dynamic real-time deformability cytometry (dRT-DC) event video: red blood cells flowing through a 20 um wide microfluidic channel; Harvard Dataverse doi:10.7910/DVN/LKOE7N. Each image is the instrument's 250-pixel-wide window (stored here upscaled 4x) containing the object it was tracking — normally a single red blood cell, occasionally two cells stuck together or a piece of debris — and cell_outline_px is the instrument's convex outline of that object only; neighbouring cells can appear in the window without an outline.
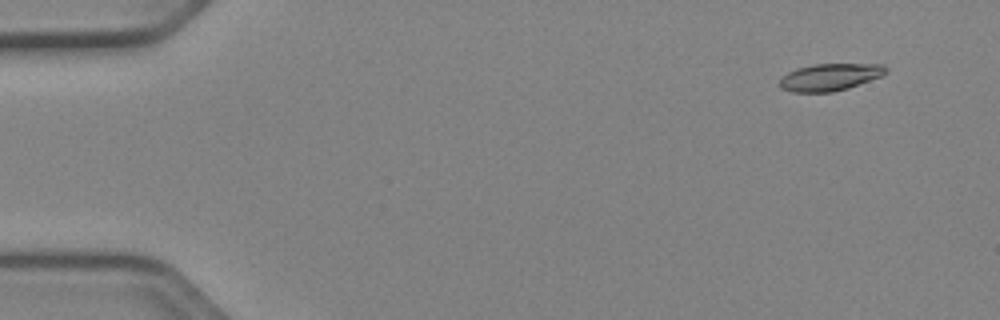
{"species": "Egyptian fruit bat (a non-hibernating species)", "species_latin": "Rousettus aegyptiacus", "temperature_condition": "cold", "stored_images_in_passage": 50, "camera_frame_rate_fps": 3000, "um_per_image_px": 0.085, "animal": {"sex": "female"}, "frame": {"image": 1, "passage_image": 2, "time_ms": 0.333, "image_size_px": [1000, 320], "cell_outline_px": [[888, 72], [880, 76], [848, 88], [832, 92], [792, 92], [780, 88], [776, 84], [788, 72], [796, 68], [812, 64], [884, 64], [888, 68]], "centroid_in_image_um": [70.52, 6.55], "position_along_channel_um": 14.5, "area_um2": 16.88}}
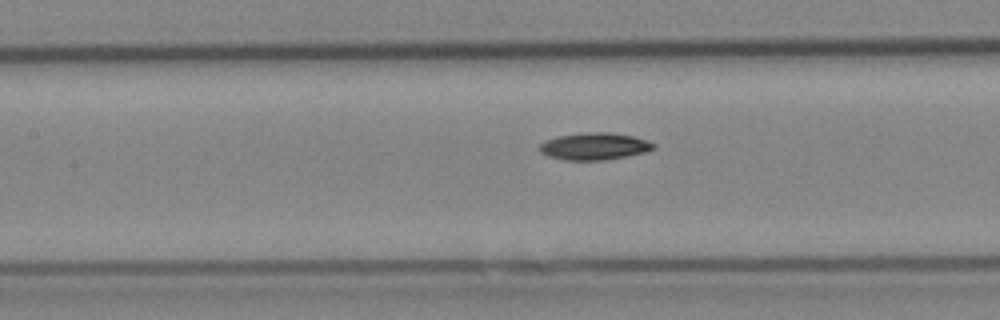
{"frame": {"image": 2, "passage_image": 22, "time_ms": 7.0, "image_size_px": [1000, 320], "cell_outline_px": [[656, 148], [648, 152], [628, 156], [604, 160], [564, 160], [548, 156], [540, 152], [536, 148], [544, 140], [560, 136], [592, 132], [608, 132], [632, 136], [648, 140], [656, 144]], "centroid_in_image_um": [50.54, 12.45], "position_along_channel_um": 156.9, "area_um2": 18.15}}
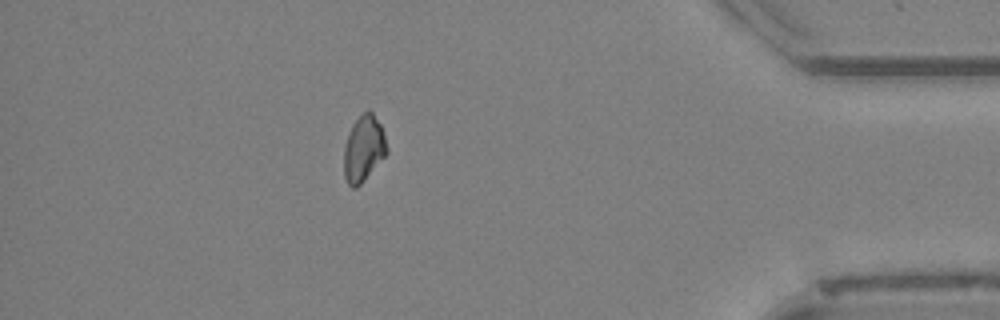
{"frame": {"image": 3, "passage_image": 44, "time_ms": 14.333, "image_size_px": [1000, 320], "cell_outline_px": [[388, 152], [364, 180], [356, 188], [352, 188], [348, 184], [344, 176], [344, 148], [348, 132], [352, 124], [364, 112], [372, 112], [380, 124], [384, 132], [388, 148]], "centroid_in_image_um": [30.9, 12.65], "position_along_channel_um": 404.3, "area_um2": 16.42}, "authors_computed_cell_mechanics": {"area_um2": 17.0799, "velocity_mm_per_s": 3.9435, "shape_relaxation_time_tau1_ms": 8.376, "shape_relaxation_time_tau2_ms": null, "deformation_change_tau1": 0.1669, "deformation_change_tau2": null}}